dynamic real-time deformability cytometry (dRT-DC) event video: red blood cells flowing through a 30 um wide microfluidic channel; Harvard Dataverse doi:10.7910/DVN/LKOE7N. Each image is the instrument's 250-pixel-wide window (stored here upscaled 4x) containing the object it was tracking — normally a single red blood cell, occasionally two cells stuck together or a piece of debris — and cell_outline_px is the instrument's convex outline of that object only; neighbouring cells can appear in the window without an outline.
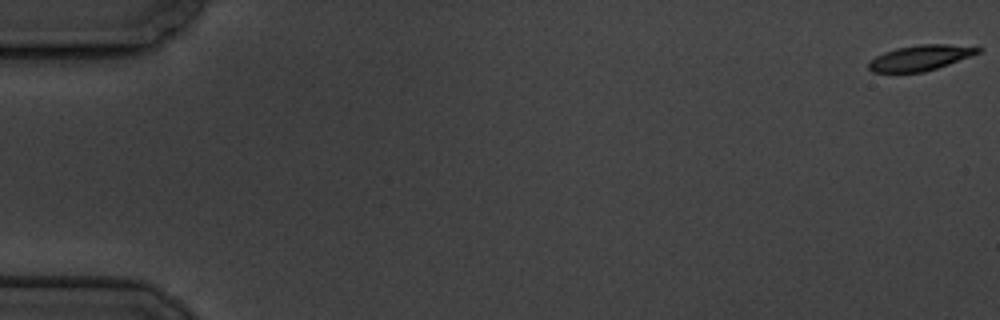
{"species": "common noctule bat (a hibernating species)", "species_latin": "Nyctalus noctula", "temperature_condition": "cold", "stored_images_in_passage": 7, "camera_frame_rate_fps": 3000, "um_per_image_px": 0.085, "animal": {"sex": "male", "body_mass_g": 19.5, "forearm_length_mm": 54.6}, "frame": {"image": 1, "passage_image": 1, "time_ms": 0.0, "image_size_px": [1000, 320], "cell_outline_px": [[984, 48], [980, 52], [948, 64], [924, 72], [872, 72], [868, 68], [868, 64], [876, 56], [884, 52], [896, 48], [920, 44], [948, 44]], "centroid_in_image_um": [78.22, 4.91], "position_along_channel_um": 6.8, "area_um2": 15.95}}